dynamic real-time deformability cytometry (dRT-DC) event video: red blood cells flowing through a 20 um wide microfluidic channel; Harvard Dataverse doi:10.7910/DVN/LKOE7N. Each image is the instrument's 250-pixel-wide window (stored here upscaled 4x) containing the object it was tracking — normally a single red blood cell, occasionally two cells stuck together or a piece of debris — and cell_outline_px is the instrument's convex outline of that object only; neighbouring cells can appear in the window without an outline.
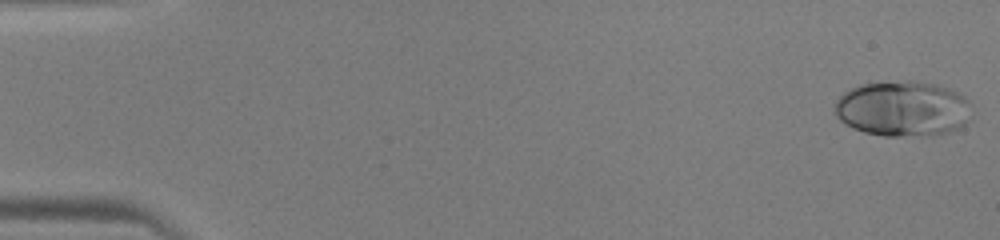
{"species": "human", "species_latin": "Homo sapiens", "temperature_condition": "warm", "stored_images_in_passage": 47, "camera_frame_rate_fps": 3000, "um_per_image_px": 0.085, "donor": {"sex": "male"}, "frame": {"image": 1, "passage_image": 1, "time_ms": 0.0, "image_size_px": [1000, 240], "cell_outline_px": [[972, 104], [964, 124], [948, 132], [932, 136], [884, 136], [864, 132], [852, 128], [840, 120], [836, 116], [836, 100], [844, 92], [860, 84], [908, 80], [916, 80], [940, 84], [964, 96]], "centroid_in_image_um": [76.74, 9.23], "position_along_channel_um": 8.3, "area_um2": 44.45}}
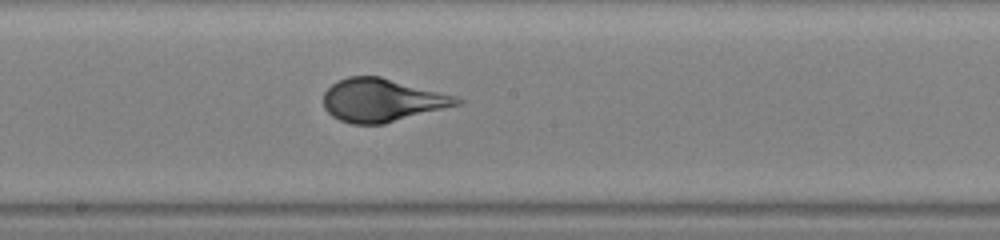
{"frame": {"image": 2, "passage_image": 26, "time_ms": 8.333, "image_size_px": [1000, 240], "cell_outline_px": [[464, 104], [384, 124], [352, 124], [340, 120], [332, 116], [324, 108], [324, 92], [336, 80], [348, 76], [380, 76], [456, 96], [464, 100]], "centroid_in_image_um": [32.5, 8.52], "position_along_channel_um": 215.7, "area_um2": 33.76}}
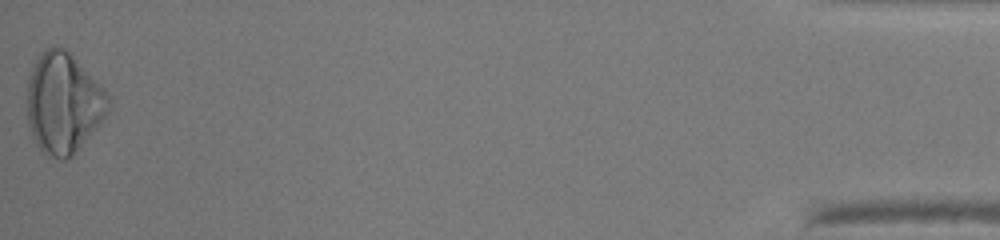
{"frame": {"image": 3, "passage_image": 47, "time_ms": 15.333, "image_size_px": [1000, 240], "cell_outline_px": [[108, 112], [72, 156], [64, 160], [60, 160], [44, 152], [36, 144], [32, 136], [28, 124], [28, 76], [32, 64], [44, 48], [64, 48], [104, 88], [108, 96]], "centroid_in_image_um": [5.35, 8.76], "position_along_channel_um": 429.8, "area_um2": 46.88}}